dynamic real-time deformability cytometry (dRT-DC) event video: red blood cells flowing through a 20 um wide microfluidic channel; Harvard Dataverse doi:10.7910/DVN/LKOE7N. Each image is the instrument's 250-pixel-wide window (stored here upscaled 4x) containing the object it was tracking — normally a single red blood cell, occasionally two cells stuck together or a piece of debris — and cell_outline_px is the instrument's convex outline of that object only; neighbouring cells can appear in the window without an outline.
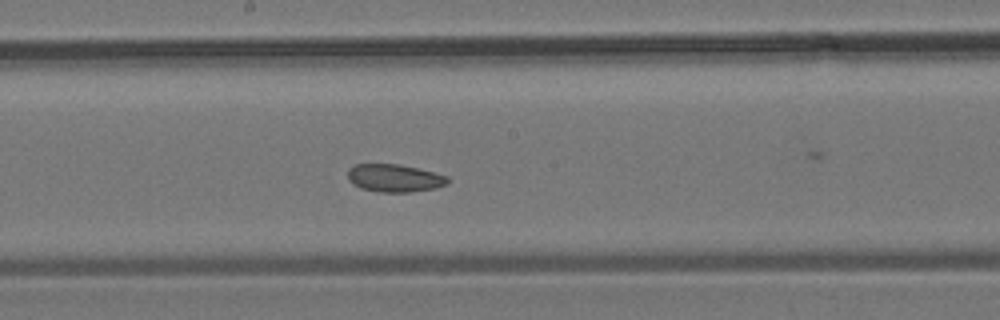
{"species": "common noctule bat (a hibernating species)", "species_latin": "Nyctalus noctula", "temperature_condition": "room temperature", "stored_images_in_passage": 32, "camera_frame_rate_fps": 3000, "um_per_image_px": 0.085, "animal": {"sex": "male", "body_mass_g": 19.2, "forearm_length_mm": 51.8}, "frame": {"image": 1, "passage_image": 10, "time_ms": 3.0, "image_size_px": [1000, 320], "cell_outline_px": [[448, 184], [436, 188], [408, 192], [380, 192], [360, 188], [352, 184], [348, 180], [348, 168], [356, 164], [400, 164], [448, 176]], "centroid_in_image_um": [33.5, 15.14], "position_along_channel_um": 214.7, "area_um2": 16.18}}
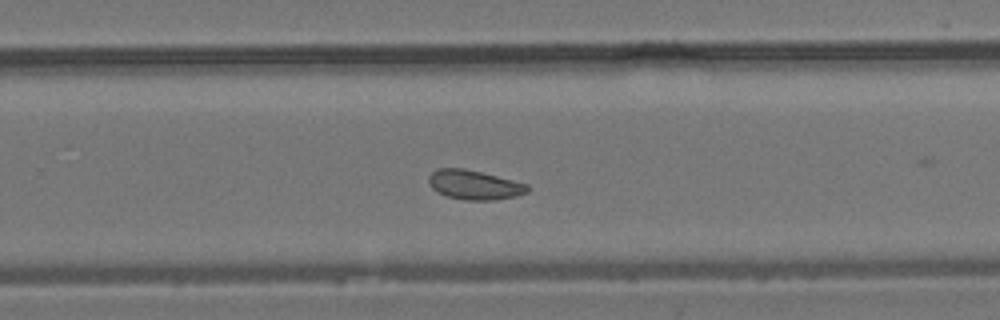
{"frame": {"image": 2, "passage_image": 15, "time_ms": 4.667, "image_size_px": [1000, 320], "cell_outline_px": [[528, 192], [516, 196], [496, 200], [464, 200], [448, 196], [436, 192], [432, 188], [428, 180], [428, 176], [432, 172], [440, 168], [464, 168], [528, 184]], "centroid_in_image_um": [40.3, 15.72], "position_along_channel_um": 289.5, "area_um2": 16.82}}
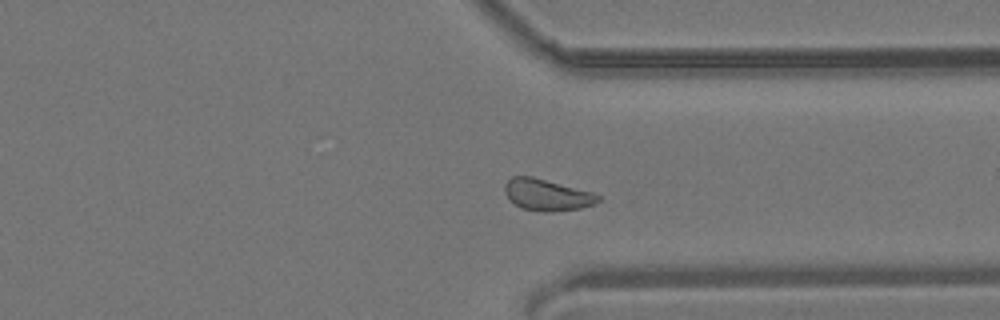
{"frame": {"image": 3, "passage_image": 20, "time_ms": 6.333, "image_size_px": [1000, 320], "cell_outline_px": [[600, 200], [592, 204], [580, 208], [552, 212], [544, 212], [520, 208], [504, 192], [504, 184], [512, 176], [532, 176], [592, 192], [600, 196]], "centroid_in_image_um": [46.47, 16.56], "position_along_channel_um": 364.9, "area_um2": 16.99}}